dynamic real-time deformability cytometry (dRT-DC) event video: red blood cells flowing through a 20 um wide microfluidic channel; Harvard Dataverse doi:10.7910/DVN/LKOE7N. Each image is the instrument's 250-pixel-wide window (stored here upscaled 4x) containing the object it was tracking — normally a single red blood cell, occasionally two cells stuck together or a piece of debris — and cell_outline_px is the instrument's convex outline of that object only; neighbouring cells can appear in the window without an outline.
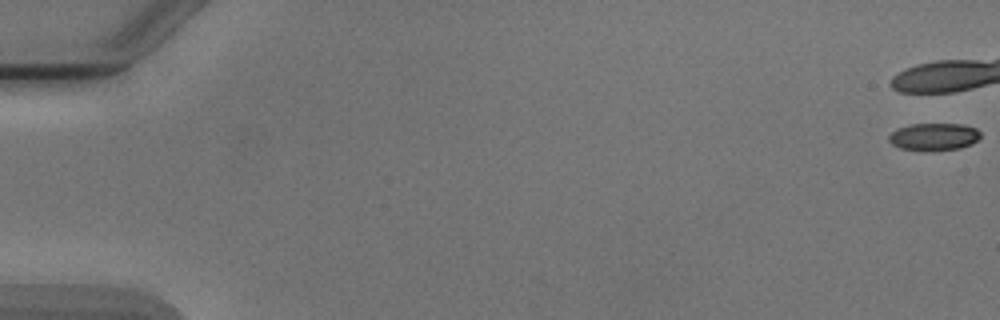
{"species": "Egyptian fruit bat (a non-hibernating species)", "species_latin": "Rousettus aegyptiacus", "temperature_condition": "cold", "stored_images_in_passage": 8, "camera_frame_rate_fps": 3000, "um_per_image_px": 0.085, "animal": {"sex": "male"}, "frame": {"image": 1, "passage_image": 1, "time_ms": 0.0, "image_size_px": [1000, 320], "cell_outline_px": [[980, 136], [972, 144], [960, 148], [932, 152], [924, 152], [900, 148], [892, 144], [888, 140], [888, 136], [892, 132], [900, 128], [912, 124], [964, 124], [976, 128], [980, 132]], "centroid_in_image_um": [79.38, 11.65], "position_along_channel_um": 5.6, "area_um2": 14.85}}